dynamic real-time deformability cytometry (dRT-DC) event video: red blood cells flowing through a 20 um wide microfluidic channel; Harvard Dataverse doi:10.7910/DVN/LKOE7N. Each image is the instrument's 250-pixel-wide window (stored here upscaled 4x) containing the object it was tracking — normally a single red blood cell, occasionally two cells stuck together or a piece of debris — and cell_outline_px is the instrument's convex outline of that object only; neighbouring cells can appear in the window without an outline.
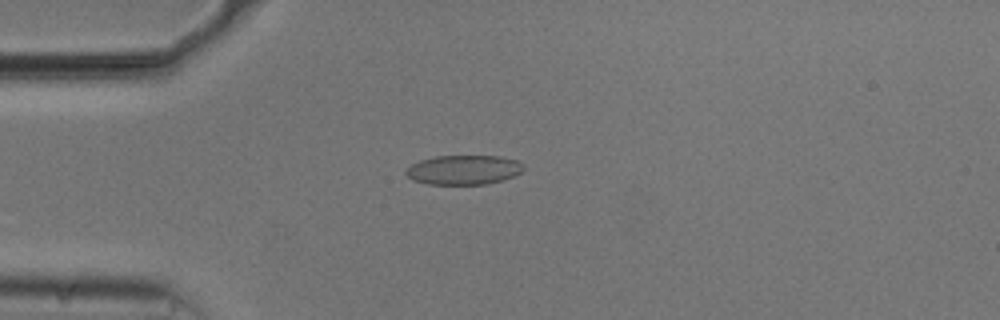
{"species": "common noctule bat (a hibernating species)", "species_latin": "Nyctalus noctula", "temperature_condition": "cold", "stored_images_in_passage": 41, "camera_frame_rate_fps": 3000, "um_per_image_px": 0.085, "animal": {"sex": "male", "body_mass_g": 20.5, "forearm_length_mm": 52.5}, "frame": {"image": 1, "passage_image": 1, "time_ms": 0.0, "image_size_px": [1000, 320], "cell_outline_px": [[524, 168], [520, 172], [512, 176], [500, 180], [484, 184], [428, 184], [412, 180], [404, 172], [412, 164], [420, 160], [436, 156], [500, 156], [516, 160]], "centroid_in_image_um": [39.36, 14.43], "position_along_channel_um": 45.6, "area_um2": 19.88}}
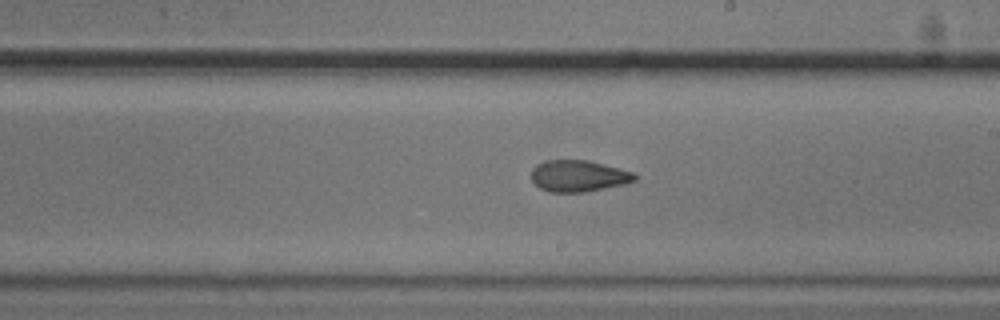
{"frame": {"image": 2, "passage_image": 18, "time_ms": 5.667, "image_size_px": [1000, 320], "cell_outline_px": [[636, 180], [624, 184], [584, 192], [548, 192], [540, 188], [532, 180], [532, 168], [536, 164], [544, 160], [588, 160], [604, 164], [632, 172], [636, 176]], "centroid_in_image_um": [49.14, 14.95], "position_along_channel_um": 239.9, "area_um2": 18.9}}
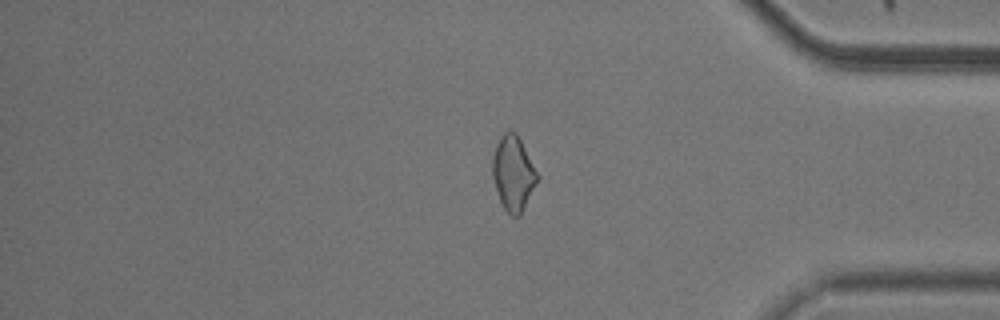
{"frame": {"image": 3, "passage_image": 32, "time_ms": 10.333, "image_size_px": [1000, 320], "cell_outline_px": [[540, 176], [520, 216], [512, 216], [504, 208], [500, 200], [492, 176], [492, 156], [496, 144], [504, 132], [516, 132]], "centroid_in_image_um": [43.63, 14.73], "position_along_channel_um": 391.6, "area_um2": 19.36}, "authors_computed_cell_mechanics": {"area_um2": 19.652, "velocity_mm_per_s": 3.7127, "shape_relaxation_time_tau1_ms": 6.2188, "shape_relaxation_time_tau2_ms": 1.8423, "deformation_change_tau1": 0.1332, "deformation_change_tau2": 0.0688}}